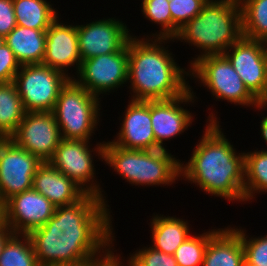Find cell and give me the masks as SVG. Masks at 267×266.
<instances>
[{
  "mask_svg": "<svg viewBox=\"0 0 267 266\" xmlns=\"http://www.w3.org/2000/svg\"><path fill=\"white\" fill-rule=\"evenodd\" d=\"M244 248L240 236L230 227L220 229L208 242L202 266H243Z\"/></svg>",
  "mask_w": 267,
  "mask_h": 266,
  "instance_id": "obj_20",
  "label": "cell"
},
{
  "mask_svg": "<svg viewBox=\"0 0 267 266\" xmlns=\"http://www.w3.org/2000/svg\"><path fill=\"white\" fill-rule=\"evenodd\" d=\"M144 17L152 23L160 25L159 34H152L153 38H172V17L169 9V0H142Z\"/></svg>",
  "mask_w": 267,
  "mask_h": 266,
  "instance_id": "obj_29",
  "label": "cell"
},
{
  "mask_svg": "<svg viewBox=\"0 0 267 266\" xmlns=\"http://www.w3.org/2000/svg\"><path fill=\"white\" fill-rule=\"evenodd\" d=\"M223 55L248 90L259 101L267 100V43L241 36Z\"/></svg>",
  "mask_w": 267,
  "mask_h": 266,
  "instance_id": "obj_10",
  "label": "cell"
},
{
  "mask_svg": "<svg viewBox=\"0 0 267 266\" xmlns=\"http://www.w3.org/2000/svg\"><path fill=\"white\" fill-rule=\"evenodd\" d=\"M25 112L15 82H0V139L15 133Z\"/></svg>",
  "mask_w": 267,
  "mask_h": 266,
  "instance_id": "obj_23",
  "label": "cell"
},
{
  "mask_svg": "<svg viewBox=\"0 0 267 266\" xmlns=\"http://www.w3.org/2000/svg\"><path fill=\"white\" fill-rule=\"evenodd\" d=\"M15 85L26 112H52L62 87L70 79L43 64L22 65Z\"/></svg>",
  "mask_w": 267,
  "mask_h": 266,
  "instance_id": "obj_8",
  "label": "cell"
},
{
  "mask_svg": "<svg viewBox=\"0 0 267 266\" xmlns=\"http://www.w3.org/2000/svg\"><path fill=\"white\" fill-rule=\"evenodd\" d=\"M232 229L241 238L244 248L245 262L258 266H267V235L250 238L246 235V232H244L245 230L234 227Z\"/></svg>",
  "mask_w": 267,
  "mask_h": 266,
  "instance_id": "obj_31",
  "label": "cell"
},
{
  "mask_svg": "<svg viewBox=\"0 0 267 266\" xmlns=\"http://www.w3.org/2000/svg\"><path fill=\"white\" fill-rule=\"evenodd\" d=\"M130 256L126 266H178L174 255L157 251L151 246L139 249Z\"/></svg>",
  "mask_w": 267,
  "mask_h": 266,
  "instance_id": "obj_32",
  "label": "cell"
},
{
  "mask_svg": "<svg viewBox=\"0 0 267 266\" xmlns=\"http://www.w3.org/2000/svg\"><path fill=\"white\" fill-rule=\"evenodd\" d=\"M57 17L46 31L45 55L42 64L56 69L70 79L74 77L66 73V69L76 64L78 73L81 57L78 47L77 25H68L59 22ZM68 67V68H67ZM65 70V71H64Z\"/></svg>",
  "mask_w": 267,
  "mask_h": 266,
  "instance_id": "obj_17",
  "label": "cell"
},
{
  "mask_svg": "<svg viewBox=\"0 0 267 266\" xmlns=\"http://www.w3.org/2000/svg\"><path fill=\"white\" fill-rule=\"evenodd\" d=\"M219 230L220 228L212 229L200 234V236H189L180 244L174 254L178 266H202L208 242Z\"/></svg>",
  "mask_w": 267,
  "mask_h": 266,
  "instance_id": "obj_28",
  "label": "cell"
},
{
  "mask_svg": "<svg viewBox=\"0 0 267 266\" xmlns=\"http://www.w3.org/2000/svg\"><path fill=\"white\" fill-rule=\"evenodd\" d=\"M123 115L122 126L112 143L126 149L156 150L150 100L131 99Z\"/></svg>",
  "mask_w": 267,
  "mask_h": 266,
  "instance_id": "obj_18",
  "label": "cell"
},
{
  "mask_svg": "<svg viewBox=\"0 0 267 266\" xmlns=\"http://www.w3.org/2000/svg\"><path fill=\"white\" fill-rule=\"evenodd\" d=\"M210 0H169L172 17V39L179 29L198 15Z\"/></svg>",
  "mask_w": 267,
  "mask_h": 266,
  "instance_id": "obj_30",
  "label": "cell"
},
{
  "mask_svg": "<svg viewBox=\"0 0 267 266\" xmlns=\"http://www.w3.org/2000/svg\"><path fill=\"white\" fill-rule=\"evenodd\" d=\"M128 30L125 23L114 18L77 25L81 60L118 52L132 37Z\"/></svg>",
  "mask_w": 267,
  "mask_h": 266,
  "instance_id": "obj_14",
  "label": "cell"
},
{
  "mask_svg": "<svg viewBox=\"0 0 267 266\" xmlns=\"http://www.w3.org/2000/svg\"><path fill=\"white\" fill-rule=\"evenodd\" d=\"M6 225V212L5 202L0 199V230L5 229Z\"/></svg>",
  "mask_w": 267,
  "mask_h": 266,
  "instance_id": "obj_37",
  "label": "cell"
},
{
  "mask_svg": "<svg viewBox=\"0 0 267 266\" xmlns=\"http://www.w3.org/2000/svg\"><path fill=\"white\" fill-rule=\"evenodd\" d=\"M242 36L239 0H210L173 38L198 47L199 58L223 53Z\"/></svg>",
  "mask_w": 267,
  "mask_h": 266,
  "instance_id": "obj_4",
  "label": "cell"
},
{
  "mask_svg": "<svg viewBox=\"0 0 267 266\" xmlns=\"http://www.w3.org/2000/svg\"><path fill=\"white\" fill-rule=\"evenodd\" d=\"M16 26L13 0H0V36L6 37Z\"/></svg>",
  "mask_w": 267,
  "mask_h": 266,
  "instance_id": "obj_34",
  "label": "cell"
},
{
  "mask_svg": "<svg viewBox=\"0 0 267 266\" xmlns=\"http://www.w3.org/2000/svg\"><path fill=\"white\" fill-rule=\"evenodd\" d=\"M242 36L267 43V0H239Z\"/></svg>",
  "mask_w": 267,
  "mask_h": 266,
  "instance_id": "obj_26",
  "label": "cell"
},
{
  "mask_svg": "<svg viewBox=\"0 0 267 266\" xmlns=\"http://www.w3.org/2000/svg\"><path fill=\"white\" fill-rule=\"evenodd\" d=\"M243 266H258V265H253V264L244 262Z\"/></svg>",
  "mask_w": 267,
  "mask_h": 266,
  "instance_id": "obj_40",
  "label": "cell"
},
{
  "mask_svg": "<svg viewBox=\"0 0 267 266\" xmlns=\"http://www.w3.org/2000/svg\"><path fill=\"white\" fill-rule=\"evenodd\" d=\"M106 202L86 193L73 204L56 207L43 226L28 234L39 266L78 265L113 247L112 216Z\"/></svg>",
  "mask_w": 267,
  "mask_h": 266,
  "instance_id": "obj_1",
  "label": "cell"
},
{
  "mask_svg": "<svg viewBox=\"0 0 267 266\" xmlns=\"http://www.w3.org/2000/svg\"><path fill=\"white\" fill-rule=\"evenodd\" d=\"M10 139L41 162H49L62 138L52 112H25Z\"/></svg>",
  "mask_w": 267,
  "mask_h": 266,
  "instance_id": "obj_12",
  "label": "cell"
},
{
  "mask_svg": "<svg viewBox=\"0 0 267 266\" xmlns=\"http://www.w3.org/2000/svg\"><path fill=\"white\" fill-rule=\"evenodd\" d=\"M256 191V192H255ZM267 192V150L244 152L245 201L252 200L255 193Z\"/></svg>",
  "mask_w": 267,
  "mask_h": 266,
  "instance_id": "obj_25",
  "label": "cell"
},
{
  "mask_svg": "<svg viewBox=\"0 0 267 266\" xmlns=\"http://www.w3.org/2000/svg\"><path fill=\"white\" fill-rule=\"evenodd\" d=\"M150 224L154 248L157 251L174 255L176 249L190 235L189 224L183 219L176 217L153 215Z\"/></svg>",
  "mask_w": 267,
  "mask_h": 266,
  "instance_id": "obj_22",
  "label": "cell"
},
{
  "mask_svg": "<svg viewBox=\"0 0 267 266\" xmlns=\"http://www.w3.org/2000/svg\"><path fill=\"white\" fill-rule=\"evenodd\" d=\"M5 44V37L0 36V48Z\"/></svg>",
  "mask_w": 267,
  "mask_h": 266,
  "instance_id": "obj_39",
  "label": "cell"
},
{
  "mask_svg": "<svg viewBox=\"0 0 267 266\" xmlns=\"http://www.w3.org/2000/svg\"><path fill=\"white\" fill-rule=\"evenodd\" d=\"M42 163L10 138L0 139V199L5 202L31 189L33 176Z\"/></svg>",
  "mask_w": 267,
  "mask_h": 266,
  "instance_id": "obj_13",
  "label": "cell"
},
{
  "mask_svg": "<svg viewBox=\"0 0 267 266\" xmlns=\"http://www.w3.org/2000/svg\"><path fill=\"white\" fill-rule=\"evenodd\" d=\"M93 94L69 79L62 87L52 111L60 129L61 138L89 141L100 116V102Z\"/></svg>",
  "mask_w": 267,
  "mask_h": 266,
  "instance_id": "obj_6",
  "label": "cell"
},
{
  "mask_svg": "<svg viewBox=\"0 0 267 266\" xmlns=\"http://www.w3.org/2000/svg\"><path fill=\"white\" fill-rule=\"evenodd\" d=\"M89 142L62 138L49 163L73 180L86 193L97 195L105 201L103 191L94 181L95 167L92 155V152L95 151L99 155L98 158L103 159L105 142L97 143L96 148H93L92 151Z\"/></svg>",
  "mask_w": 267,
  "mask_h": 266,
  "instance_id": "obj_9",
  "label": "cell"
},
{
  "mask_svg": "<svg viewBox=\"0 0 267 266\" xmlns=\"http://www.w3.org/2000/svg\"><path fill=\"white\" fill-rule=\"evenodd\" d=\"M55 206L33 188L5 201L6 225L15 234H29L43 226L54 214Z\"/></svg>",
  "mask_w": 267,
  "mask_h": 266,
  "instance_id": "obj_15",
  "label": "cell"
},
{
  "mask_svg": "<svg viewBox=\"0 0 267 266\" xmlns=\"http://www.w3.org/2000/svg\"><path fill=\"white\" fill-rule=\"evenodd\" d=\"M191 88L183 95L166 100H150V113L156 150L166 149L167 141L183 133L193 121L190 111L180 106L182 103L194 102L195 93ZM181 103V104H180Z\"/></svg>",
  "mask_w": 267,
  "mask_h": 266,
  "instance_id": "obj_16",
  "label": "cell"
},
{
  "mask_svg": "<svg viewBox=\"0 0 267 266\" xmlns=\"http://www.w3.org/2000/svg\"><path fill=\"white\" fill-rule=\"evenodd\" d=\"M147 37L133 35L128 41V80L134 93L131 99L166 100L185 94L190 89L185 80L189 73L177 66L170 50L161 45L172 38Z\"/></svg>",
  "mask_w": 267,
  "mask_h": 266,
  "instance_id": "obj_3",
  "label": "cell"
},
{
  "mask_svg": "<svg viewBox=\"0 0 267 266\" xmlns=\"http://www.w3.org/2000/svg\"><path fill=\"white\" fill-rule=\"evenodd\" d=\"M260 131H261V137L265 140L267 143V116L262 117V121L260 123Z\"/></svg>",
  "mask_w": 267,
  "mask_h": 266,
  "instance_id": "obj_38",
  "label": "cell"
},
{
  "mask_svg": "<svg viewBox=\"0 0 267 266\" xmlns=\"http://www.w3.org/2000/svg\"><path fill=\"white\" fill-rule=\"evenodd\" d=\"M103 160L133 185H171L181 177V161L167 149L134 150L105 142Z\"/></svg>",
  "mask_w": 267,
  "mask_h": 266,
  "instance_id": "obj_5",
  "label": "cell"
},
{
  "mask_svg": "<svg viewBox=\"0 0 267 266\" xmlns=\"http://www.w3.org/2000/svg\"><path fill=\"white\" fill-rule=\"evenodd\" d=\"M189 76L196 77L203 86L209 88L213 97L224 99L236 105L267 108V100L259 101L245 86L224 55H207L197 59L189 69Z\"/></svg>",
  "mask_w": 267,
  "mask_h": 266,
  "instance_id": "obj_7",
  "label": "cell"
},
{
  "mask_svg": "<svg viewBox=\"0 0 267 266\" xmlns=\"http://www.w3.org/2000/svg\"><path fill=\"white\" fill-rule=\"evenodd\" d=\"M46 31L17 25L5 37V43L22 65L42 64L45 55Z\"/></svg>",
  "mask_w": 267,
  "mask_h": 266,
  "instance_id": "obj_21",
  "label": "cell"
},
{
  "mask_svg": "<svg viewBox=\"0 0 267 266\" xmlns=\"http://www.w3.org/2000/svg\"><path fill=\"white\" fill-rule=\"evenodd\" d=\"M13 6L17 25L35 30H47L58 17L47 0H13Z\"/></svg>",
  "mask_w": 267,
  "mask_h": 266,
  "instance_id": "obj_24",
  "label": "cell"
},
{
  "mask_svg": "<svg viewBox=\"0 0 267 266\" xmlns=\"http://www.w3.org/2000/svg\"><path fill=\"white\" fill-rule=\"evenodd\" d=\"M0 266H39L28 234L13 233L0 254Z\"/></svg>",
  "mask_w": 267,
  "mask_h": 266,
  "instance_id": "obj_27",
  "label": "cell"
},
{
  "mask_svg": "<svg viewBox=\"0 0 267 266\" xmlns=\"http://www.w3.org/2000/svg\"><path fill=\"white\" fill-rule=\"evenodd\" d=\"M76 75L74 80L97 98L123 86L128 81V43L118 52L81 61Z\"/></svg>",
  "mask_w": 267,
  "mask_h": 266,
  "instance_id": "obj_11",
  "label": "cell"
},
{
  "mask_svg": "<svg viewBox=\"0 0 267 266\" xmlns=\"http://www.w3.org/2000/svg\"><path fill=\"white\" fill-rule=\"evenodd\" d=\"M32 188L46 197L55 207L79 201L86 192L49 162H43L33 176Z\"/></svg>",
  "mask_w": 267,
  "mask_h": 266,
  "instance_id": "obj_19",
  "label": "cell"
},
{
  "mask_svg": "<svg viewBox=\"0 0 267 266\" xmlns=\"http://www.w3.org/2000/svg\"><path fill=\"white\" fill-rule=\"evenodd\" d=\"M13 234V231L7 226L5 229L0 230V254L7 239Z\"/></svg>",
  "mask_w": 267,
  "mask_h": 266,
  "instance_id": "obj_36",
  "label": "cell"
},
{
  "mask_svg": "<svg viewBox=\"0 0 267 266\" xmlns=\"http://www.w3.org/2000/svg\"><path fill=\"white\" fill-rule=\"evenodd\" d=\"M217 119L209 114V124L190 160L185 165L181 162V176L207 194L244 202V153L237 155Z\"/></svg>",
  "mask_w": 267,
  "mask_h": 266,
  "instance_id": "obj_2",
  "label": "cell"
},
{
  "mask_svg": "<svg viewBox=\"0 0 267 266\" xmlns=\"http://www.w3.org/2000/svg\"><path fill=\"white\" fill-rule=\"evenodd\" d=\"M20 66L13 51L5 43L0 48V82L14 81Z\"/></svg>",
  "mask_w": 267,
  "mask_h": 266,
  "instance_id": "obj_33",
  "label": "cell"
},
{
  "mask_svg": "<svg viewBox=\"0 0 267 266\" xmlns=\"http://www.w3.org/2000/svg\"><path fill=\"white\" fill-rule=\"evenodd\" d=\"M120 258L110 248L103 256L95 259V266H123V261Z\"/></svg>",
  "mask_w": 267,
  "mask_h": 266,
  "instance_id": "obj_35",
  "label": "cell"
}]
</instances>
